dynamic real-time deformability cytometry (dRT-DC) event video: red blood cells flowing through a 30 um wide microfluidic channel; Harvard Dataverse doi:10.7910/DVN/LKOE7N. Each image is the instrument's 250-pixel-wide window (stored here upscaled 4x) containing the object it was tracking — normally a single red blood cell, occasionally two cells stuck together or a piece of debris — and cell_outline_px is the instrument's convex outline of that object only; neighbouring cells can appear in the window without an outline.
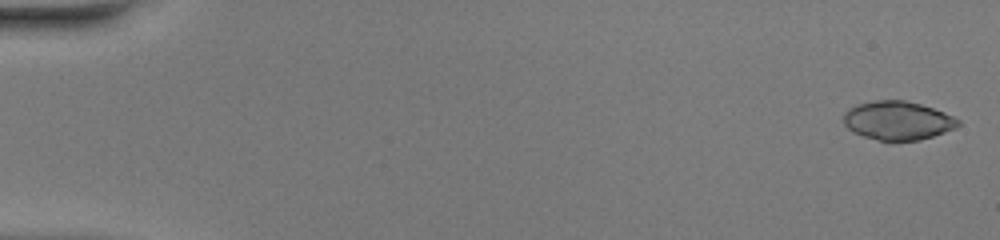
{"species": "common noctule bat (a hibernating species)", "species_latin": "Nyctalus noctula", "temperature_condition": "warm", "stored_images_in_passage": 51, "camera_frame_rate_fps": 3000, "um_per_image_px": 0.085, "animal": {"sex": "female", "body_mass_g": 20.0, "forearm_length_mm": 54.0}, "frame": {"image": 1, "passage_image": 2, "time_ms": 0.333, "image_size_px": [1000, 240], "cell_outline_px": [[960, 124], [956, 128], [920, 140], [892, 144], [864, 136], [852, 132], [844, 124], [844, 112], [848, 108], [872, 100], [904, 100], [920, 104], [944, 112], [960, 120]], "centroid_in_image_um": [76.29, 10.28], "position_along_channel_um": 8.7, "area_um2": 26.3}}
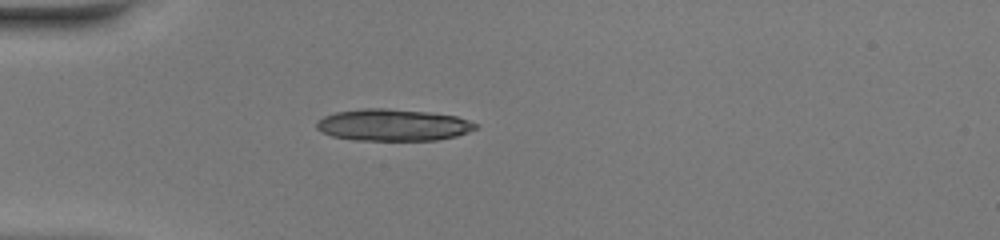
{"frame": {"image": 2, "passage_image": 16, "time_ms": 5.0, "image_size_px": [1000, 240], "cell_outline_px": [[480, 124], [476, 128], [468, 132], [456, 136], [436, 140], [352, 140], [332, 136], [316, 128], [316, 120], [324, 116], [336, 112], [364, 108], [388, 108], [432, 112], [456, 116]], "centroid_in_image_um": [33.42, 10.61], "position_along_channel_um": 51.6, "area_um2": 29.65}}